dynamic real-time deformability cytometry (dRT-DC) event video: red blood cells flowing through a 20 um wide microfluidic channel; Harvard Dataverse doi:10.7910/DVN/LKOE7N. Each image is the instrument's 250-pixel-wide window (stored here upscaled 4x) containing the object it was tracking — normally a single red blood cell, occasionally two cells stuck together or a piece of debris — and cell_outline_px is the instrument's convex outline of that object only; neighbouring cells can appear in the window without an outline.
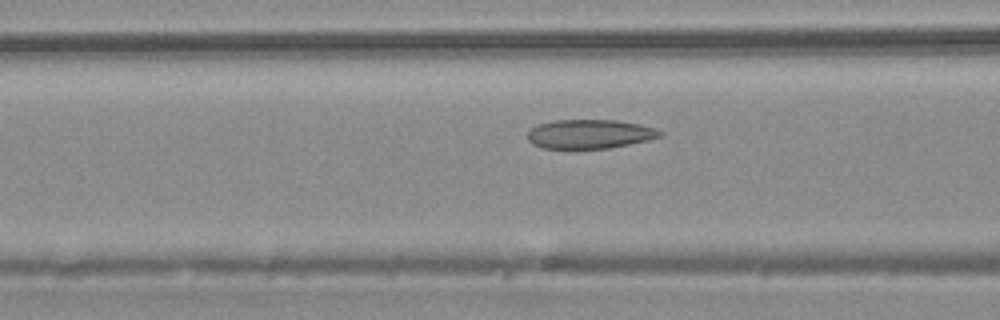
{"species": "common noctule bat (a hibernating species)", "species_latin": "Nyctalus noctula", "temperature_condition": "warm", "stored_images_in_passage": 30, "camera_frame_rate_fps": 3000, "um_per_image_px": 0.085, "animal": {"sex": "male", "body_mass_g": 20.4}, "frame": {"image": 1, "passage_image": 10, "time_ms": 3.0, "image_size_px": [1000, 320], "cell_outline_px": [[664, 136], [648, 140], [608, 148], [540, 148], [532, 144], [528, 140], [528, 132], [532, 128], [540, 124], [556, 120], [616, 120], [640, 124], [656, 128], [664, 132]], "centroid_in_image_um": [50.16, 11.39], "position_along_channel_um": 116.4, "area_um2": 22.43}}
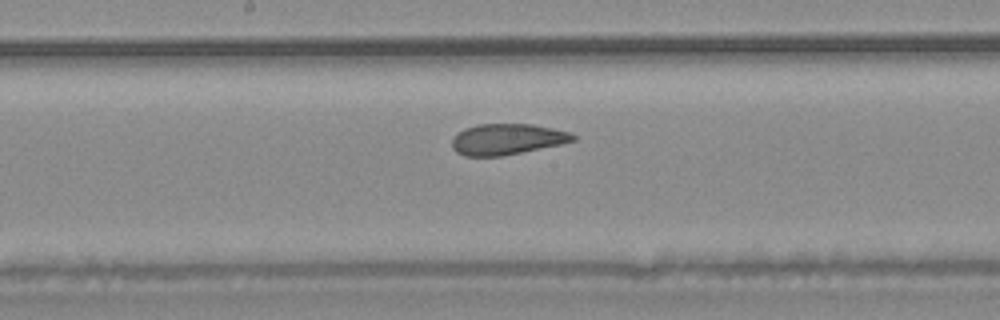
{"frame": {"image": 2, "passage_image": 16, "time_ms": 5.0, "image_size_px": [1000, 320], "cell_outline_px": [[576, 140], [560, 144], [500, 156], [464, 156], [456, 152], [452, 148], [452, 136], [464, 128], [476, 124], [532, 124], [572, 132], [576, 136]], "centroid_in_image_um": [43.07, 11.82], "position_along_channel_um": 205.1, "area_um2": 21.85}}
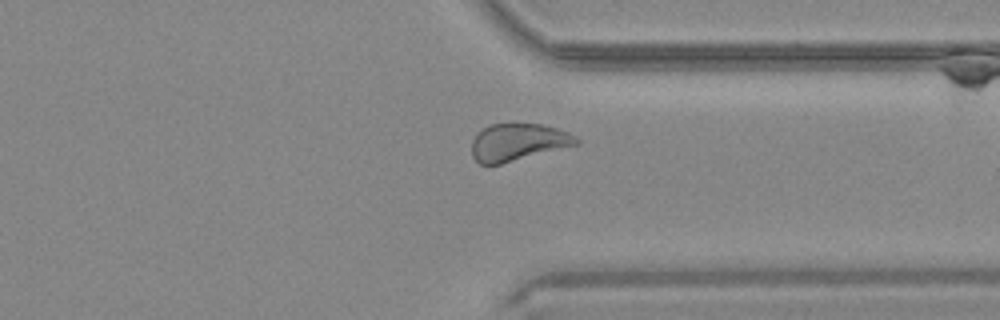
{"frame": {"image": 3, "passage_image": 27, "time_ms": 8.667, "image_size_px": [1000, 320], "cell_outline_px": [[580, 144], [500, 164], [480, 164], [472, 156], [472, 140], [488, 124], [544, 124], [568, 132], [576, 136], [580, 140]], "centroid_in_image_um": [44.06, 12.08], "position_along_channel_um": 367.3, "area_um2": 22.6}}